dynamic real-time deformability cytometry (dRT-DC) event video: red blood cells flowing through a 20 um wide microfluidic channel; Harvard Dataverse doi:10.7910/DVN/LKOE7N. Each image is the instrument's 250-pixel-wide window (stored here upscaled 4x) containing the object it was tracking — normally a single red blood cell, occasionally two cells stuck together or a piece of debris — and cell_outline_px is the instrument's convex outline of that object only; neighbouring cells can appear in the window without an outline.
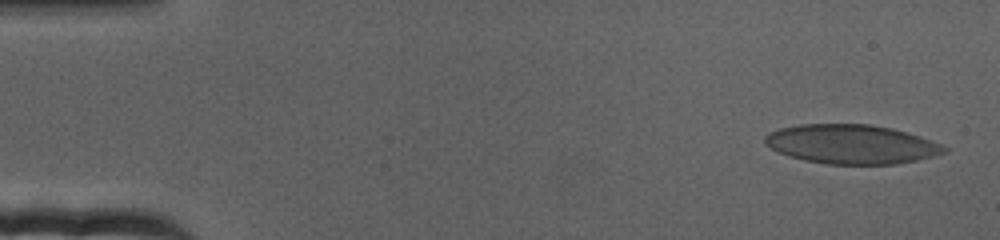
{"species": "human", "species_latin": "Homo sapiens", "temperature_condition": "cold", "stored_images_in_passage": 73, "camera_frame_rate_fps": 3000, "um_per_image_px": 0.085, "donor": {"sex": "female"}, "frame": {"image": 1, "passage_image": 3, "time_ms": 0.667, "image_size_px": [1000, 240], "cell_outline_px": [[948, 152], [916, 160], [896, 164], [824, 164], [804, 160], [788, 156], [764, 144], [764, 136], [768, 132], [780, 128], [800, 124], [872, 124], [892, 128], [920, 136], [940, 144], [948, 148]], "centroid_in_image_um": [72.35, 12.25], "position_along_channel_um": 12.6, "area_um2": 41.04}}
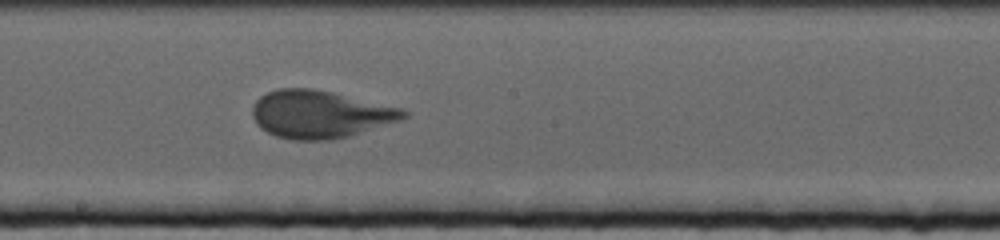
{"frame": {"image": 2, "passage_image": 40, "time_ms": 13.0, "image_size_px": [1000, 240], "cell_outline_px": [[408, 116], [400, 120], [348, 136], [332, 140], [292, 140], [276, 136], [260, 128], [256, 124], [252, 116], [252, 108], [256, 100], [260, 96], [268, 92], [280, 88], [312, 88], [332, 92], [404, 108], [408, 112]], "centroid_in_image_um": [27.19, 9.71], "position_along_channel_um": 221.0, "area_um2": 42.02}}
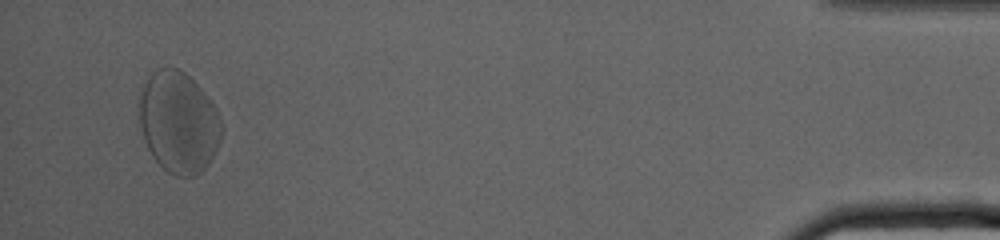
{"frame": {"image": 3, "passage_image": 70, "time_ms": 23.0, "image_size_px": [1000, 240], "cell_outline_px": [[220, 140], [208, 164], [196, 176], [176, 176], [168, 172], [152, 156], [144, 140], [140, 124], [136, 104], [140, 88], [148, 76], [152, 72], [160, 68], [176, 68], [184, 72], [200, 88], [212, 104], [220, 116]], "centroid_in_image_um": [15.11, 10.38], "position_along_channel_um": 420.1, "area_um2": 48.49}}